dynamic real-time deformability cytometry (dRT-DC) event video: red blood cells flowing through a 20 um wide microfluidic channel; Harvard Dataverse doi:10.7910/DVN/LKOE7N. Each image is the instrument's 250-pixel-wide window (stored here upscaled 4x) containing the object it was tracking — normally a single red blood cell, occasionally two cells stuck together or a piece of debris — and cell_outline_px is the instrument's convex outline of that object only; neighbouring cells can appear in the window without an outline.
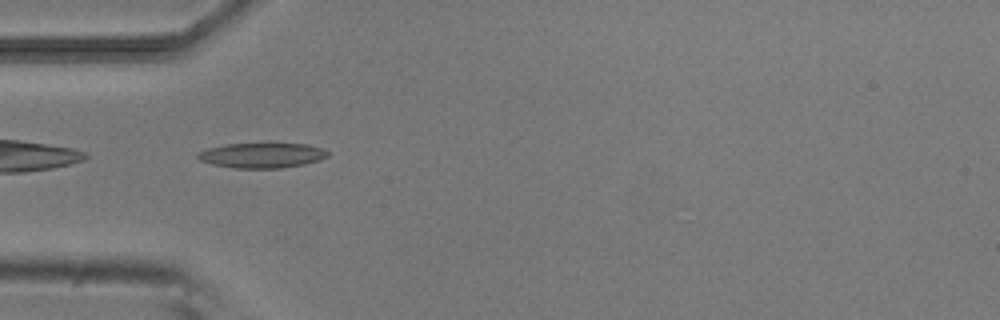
{"species": "common noctule bat (a hibernating species)", "species_latin": "Nyctalus noctula", "temperature_condition": "room temperature", "stored_images_in_passage": 38, "camera_frame_rate_fps": 3000, "um_per_image_px": 0.085, "animal": {"sex": "male", "body_mass_g": 20.5, "forearm_length_mm": 52.5}, "frame": {"image": 1, "passage_image": 2, "time_ms": 0.333, "image_size_px": [1000, 320], "cell_outline_px": [[328, 156], [320, 160], [304, 164], [280, 168], [236, 168], [212, 164], [200, 160], [196, 156], [196, 152], [208, 148], [224, 144], [272, 140], [308, 144], [320, 148], [328, 152]], "centroid_in_image_um": [22.26, 13.14], "position_along_channel_um": 62.7, "area_um2": 20.06}}
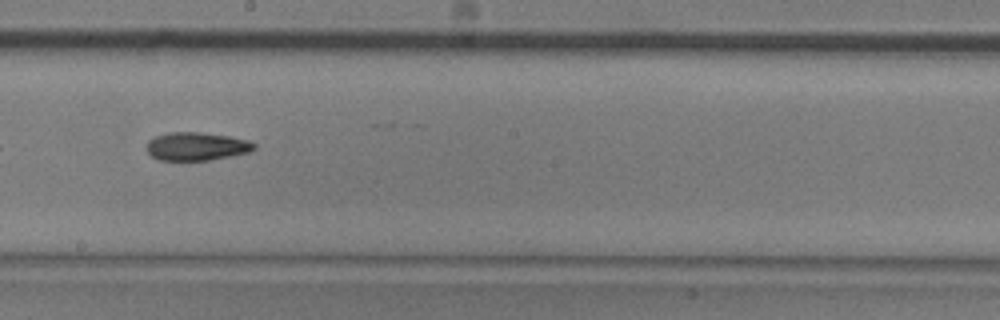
{"frame": {"image": 2, "passage_image": 15, "time_ms": 4.667, "image_size_px": [1000, 320], "cell_outline_px": [[256, 148], [248, 152], [208, 160], [156, 160], [148, 152], [148, 140], [156, 136], [168, 132], [200, 132], [228, 136], [248, 140], [256, 144]], "centroid_in_image_um": [16.69, 12.43], "position_along_channel_um": 231.5, "area_um2": 17.51}}
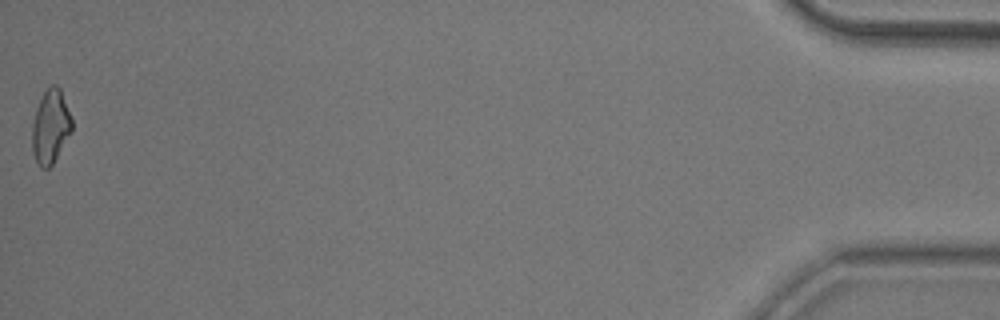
{"frame": {"image": 3, "passage_image": 38, "time_ms": 12.333, "image_size_px": [1000, 320], "cell_outline_px": [[72, 132], [52, 164], [48, 168], [40, 168], [32, 152], [32, 124], [36, 108], [44, 92], [52, 84], [56, 84], [60, 88], [72, 120]], "centroid_in_image_um": [4.29, 10.77], "position_along_channel_um": 430.9, "area_um2": 16.99}, "authors_computed_cell_mechanics": {"area_um2": 17.3978, "velocity_mm_per_s": 3.8964, "shape_relaxation_time_tau1_ms": 7.5403, "shape_relaxation_time_tau2_ms": null, "deformation_change_tau1": 0.1875, "deformation_change_tau2": null}}